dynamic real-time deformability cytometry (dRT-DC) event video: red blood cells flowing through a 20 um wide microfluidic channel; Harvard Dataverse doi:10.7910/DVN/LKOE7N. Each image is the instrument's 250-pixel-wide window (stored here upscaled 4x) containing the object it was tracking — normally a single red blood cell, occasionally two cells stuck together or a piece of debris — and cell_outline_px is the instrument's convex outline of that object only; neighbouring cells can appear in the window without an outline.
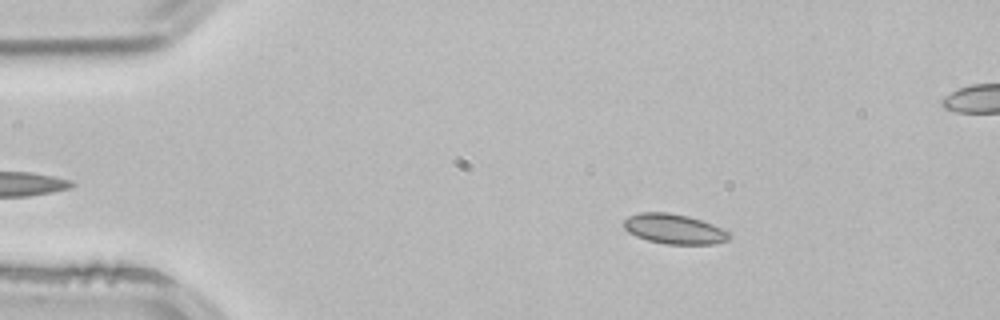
{"species": "common noctule bat (a hibernating species)", "species_latin": "Nyctalus noctula", "temperature_condition": "room temperature", "stored_images_in_passage": 3, "camera_frame_rate_fps": 3000, "um_per_image_px": 0.085, "animal": {"sex": "male", "body_mass_g": 21.5, "forearm_length_mm": 52.0}, "frame": {"image": 1, "passage_image": 1, "time_ms": 0.0, "image_size_px": [1000, 320], "cell_outline_px": [[732, 232], [728, 240], [712, 244], [664, 244], [648, 240], [636, 236], [628, 232], [624, 228], [624, 220], [628, 216], [640, 212], [668, 212], [688, 216], [712, 224]], "centroid_in_image_um": [57.3, 19.46], "position_along_channel_um": 27.7, "area_um2": 18.44}}